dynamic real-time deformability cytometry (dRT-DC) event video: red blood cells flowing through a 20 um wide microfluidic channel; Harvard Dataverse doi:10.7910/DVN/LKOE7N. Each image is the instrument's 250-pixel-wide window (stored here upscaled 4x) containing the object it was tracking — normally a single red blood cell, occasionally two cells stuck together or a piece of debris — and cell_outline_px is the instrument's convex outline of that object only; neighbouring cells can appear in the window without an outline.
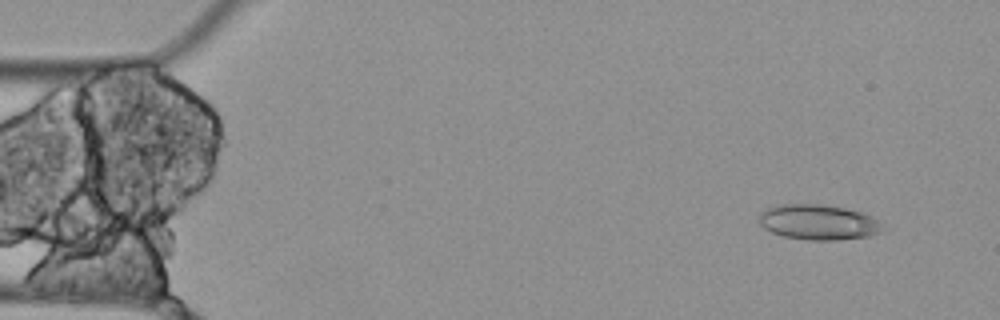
{"species": "Egyptian fruit bat (a non-hibernating species)", "species_latin": "Rousettus aegyptiacus", "temperature_condition": "cold", "stored_images_in_passage": 4, "camera_frame_rate_fps": 3000, "um_per_image_px": 0.085, "animal": {"sex": "female"}, "frame": {"image": 1, "passage_image": 1, "time_ms": 0.0, "image_size_px": [1000, 320], "cell_outline_px": [[884, 232], [868, 236], [836, 240], [808, 240], [784, 236], [772, 232], [764, 228], [760, 224], [760, 212], [768, 208], [780, 204], [820, 204], [844, 208], [860, 212], [876, 220]], "centroid_in_image_um": [69.52, 18.89], "position_along_channel_um": 15.5, "area_um2": 25.03}}
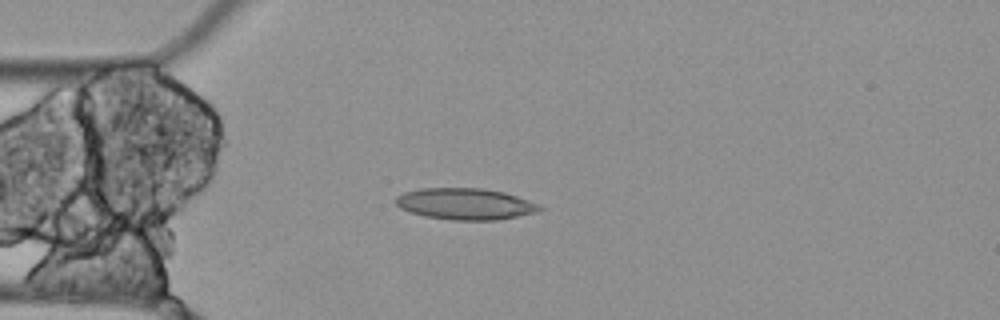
{"frame": {"image": 2, "passage_image": 4, "time_ms": 1.0, "image_size_px": [1000, 320], "cell_outline_px": [[544, 208], [536, 212], [496, 220], [452, 220], [424, 216], [400, 208], [396, 204], [396, 196], [404, 192], [420, 188], [484, 188], [504, 192], [528, 200]], "centroid_in_image_um": [39.52, 17.32], "position_along_channel_um": 45.5, "area_um2": 26.18}}